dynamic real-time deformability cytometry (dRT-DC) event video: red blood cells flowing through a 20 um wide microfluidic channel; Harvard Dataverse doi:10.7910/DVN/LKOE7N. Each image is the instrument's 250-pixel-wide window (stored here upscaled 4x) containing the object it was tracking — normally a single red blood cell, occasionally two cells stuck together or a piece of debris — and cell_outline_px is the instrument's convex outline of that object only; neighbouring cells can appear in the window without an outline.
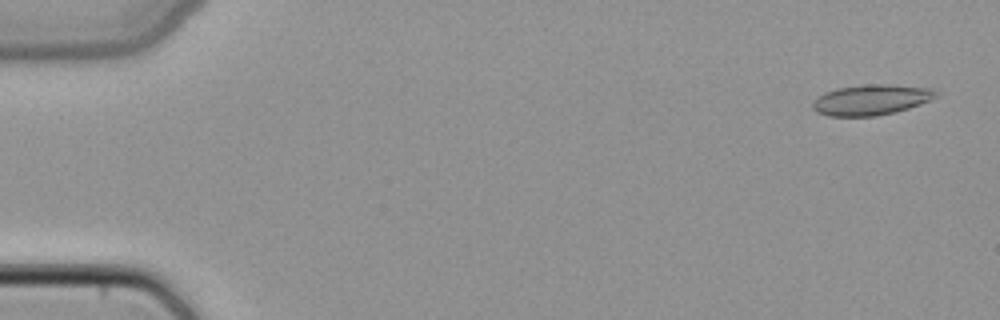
{"species": "common noctule bat (a hibernating species)", "species_latin": "Nyctalus noctula", "temperature_condition": "cold", "stored_images_in_passage": 47, "camera_frame_rate_fps": 3000, "um_per_image_px": 0.085, "animal": {"sex": "female", "body_mass_g": 22.7, "forearm_length_mm": 54.2}, "frame": {"image": 1, "passage_image": 1, "time_ms": 0.0, "image_size_px": [1000, 320], "cell_outline_px": [[940, 96], [920, 104], [896, 112], [876, 116], [828, 116], [816, 112], [812, 108], [812, 104], [824, 92], [836, 88], [864, 84], [884, 84], [932, 88]], "centroid_in_image_um": [74.05, 8.48], "position_along_channel_um": 10.9, "area_um2": 21.96}}
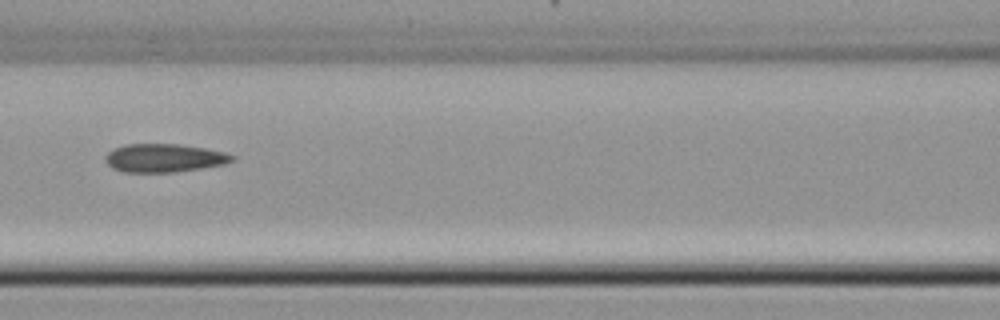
{"frame": {"image": 2, "passage_image": 21, "time_ms": 6.667, "image_size_px": [1000, 320], "cell_outline_px": [[236, 160], [224, 164], [176, 172], [124, 172], [112, 168], [104, 160], [104, 156], [112, 148], [128, 144], [176, 144], [204, 148], [224, 152], [236, 156]], "centroid_in_image_um": [13.94, 13.43], "position_along_channel_um": 152.7, "area_um2": 20.98}}
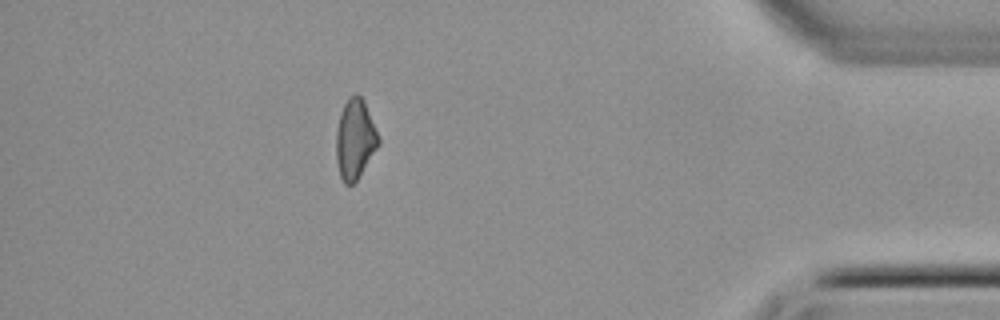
{"frame": {"image": 3, "passage_image": 42, "time_ms": 13.667, "image_size_px": [1000, 320], "cell_outline_px": [[380, 144], [356, 180], [352, 184], [344, 184], [340, 176], [336, 160], [336, 132], [340, 112], [348, 96], [360, 96], [364, 100], [380, 136]], "centroid_in_image_um": [30.18, 11.82], "position_along_channel_um": 405.0, "area_um2": 19.71}}